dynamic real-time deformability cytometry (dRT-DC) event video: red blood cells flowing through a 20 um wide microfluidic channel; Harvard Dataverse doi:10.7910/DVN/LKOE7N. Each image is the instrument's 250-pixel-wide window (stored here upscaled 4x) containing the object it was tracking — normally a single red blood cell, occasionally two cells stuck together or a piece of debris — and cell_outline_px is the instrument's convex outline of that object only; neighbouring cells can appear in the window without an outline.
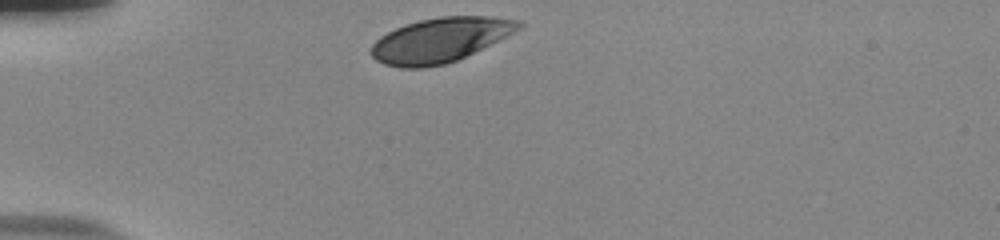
{"species": "human", "species_latin": "Homo sapiens", "temperature_condition": "room temperature", "stored_images_in_passage": 32, "camera_frame_rate_fps": 3000, "um_per_image_px": 0.085, "donor": {"sex": "male"}, "frame": {"image": 1, "passage_image": 1, "time_ms": 0.0, "image_size_px": [1000, 240], "cell_outline_px": [[524, 24], [520, 28], [508, 36], [456, 60], [444, 64], [424, 68], [400, 68], [384, 64], [376, 60], [368, 52], [372, 44], [380, 36], [396, 28], [420, 20], [440, 16], [488, 16], [520, 20]], "centroid_in_image_um": [37.39, 3.4], "position_along_channel_um": 47.6, "area_um2": 38.21}}
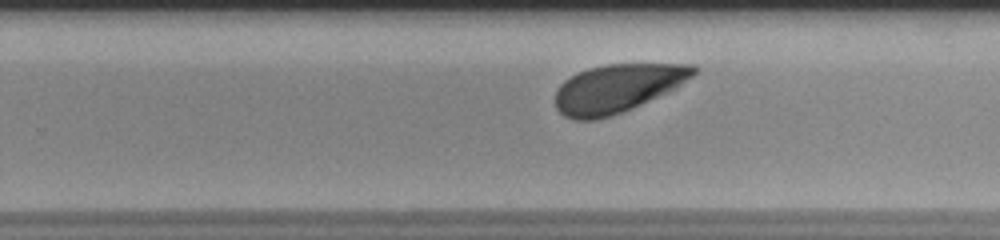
{"frame": {"image": 2, "passage_image": 22, "time_ms": 7.0, "image_size_px": [1000, 240], "cell_outline_px": [[700, 68], [692, 76], [676, 88], [632, 108], [596, 120], [572, 120], [564, 116], [556, 108], [556, 88], [564, 80], [588, 68], [604, 64], [696, 64]], "centroid_in_image_um": [52.47, 7.5], "position_along_channel_um": 277.3, "area_um2": 38.78}}
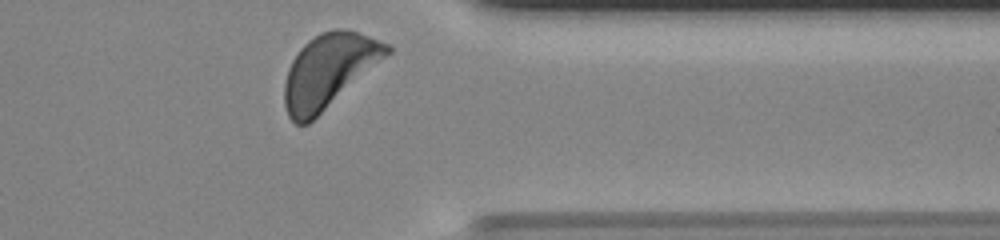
{"frame": {"image": 3, "passage_image": 31, "time_ms": 10.0, "image_size_px": [1000, 240], "cell_outline_px": [[392, 52], [308, 124], [296, 124], [288, 116], [284, 104], [284, 84], [288, 68], [292, 60], [300, 48], [308, 40], [320, 32], [332, 28], [348, 28], [388, 44], [392, 48]], "centroid_in_image_um": [27.93, 5.99], "position_along_channel_um": 383.5, "area_um2": 43.87}, "authors_computed_cell_mechanics": {"area_um2": 39.8531, "velocity_mm_per_s": 3.6971, "shape_relaxation_time_tau1_ms": 1.8183, "shape_relaxation_time_tau2_ms": 3.4952, "deformation_change_tau1": 0.1289, "deformation_change_tau2": 0.0865}}